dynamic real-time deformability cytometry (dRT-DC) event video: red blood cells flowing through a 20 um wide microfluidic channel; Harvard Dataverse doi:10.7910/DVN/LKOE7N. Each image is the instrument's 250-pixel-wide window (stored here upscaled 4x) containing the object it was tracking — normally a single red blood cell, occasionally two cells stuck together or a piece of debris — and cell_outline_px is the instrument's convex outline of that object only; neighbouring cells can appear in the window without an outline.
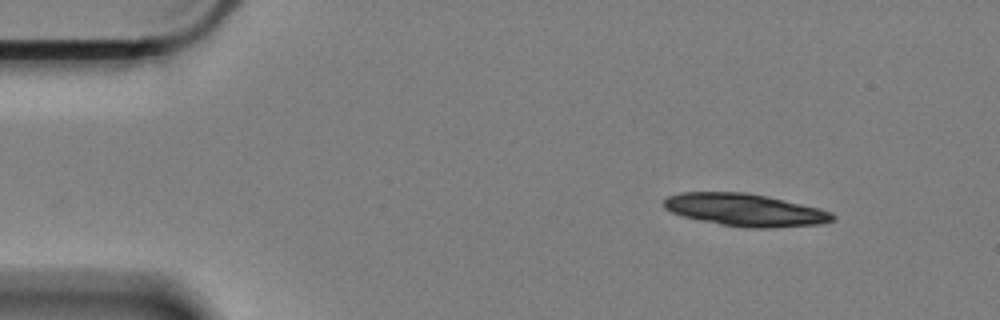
{"species": "Egyptian fruit bat (a non-hibernating species)", "species_latin": "Rousettus aegyptiacus", "temperature_condition": "cold", "stored_images_in_passage": 52, "camera_frame_rate_fps": 3000, "um_per_image_px": 0.085, "animal": {"sex": "female"}, "frame": {"image": 1, "passage_image": 1, "time_ms": 0.0, "image_size_px": [1000, 320], "cell_outline_px": [[836, 216], [832, 220], [820, 224], [768, 228], [748, 228], [720, 224], [684, 216], [672, 212], [664, 208], [664, 200], [668, 196], [680, 192], [748, 192], [768, 196], [820, 208], [832, 212]], "centroid_in_image_um": [63.35, 17.83], "position_along_channel_um": 21.6, "area_um2": 31.85}}
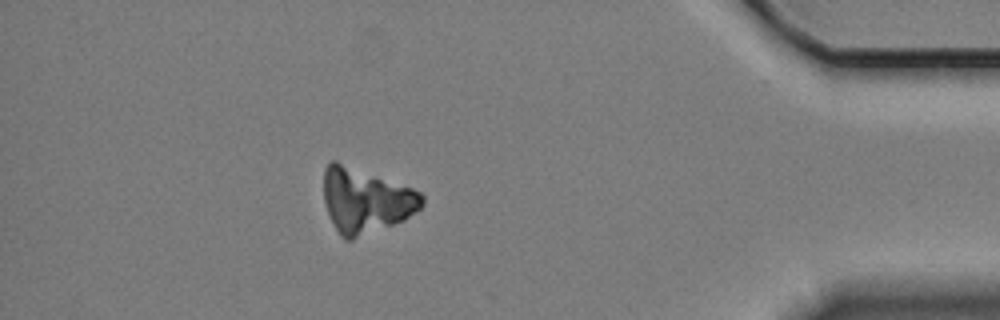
{"frame": {"image": 2, "passage_image": 46, "time_ms": 15.0, "image_size_px": [1000, 320], "cell_outline_px": [[424, 204], [420, 208], [404, 220], [352, 240], [344, 240], [340, 236], [328, 212], [324, 200], [324, 168], [332, 160], [336, 160], [412, 188], [420, 192], [424, 196]], "centroid_in_image_um": [31.08, 17.03], "position_along_channel_um": 404.1, "area_um2": 36.99}}